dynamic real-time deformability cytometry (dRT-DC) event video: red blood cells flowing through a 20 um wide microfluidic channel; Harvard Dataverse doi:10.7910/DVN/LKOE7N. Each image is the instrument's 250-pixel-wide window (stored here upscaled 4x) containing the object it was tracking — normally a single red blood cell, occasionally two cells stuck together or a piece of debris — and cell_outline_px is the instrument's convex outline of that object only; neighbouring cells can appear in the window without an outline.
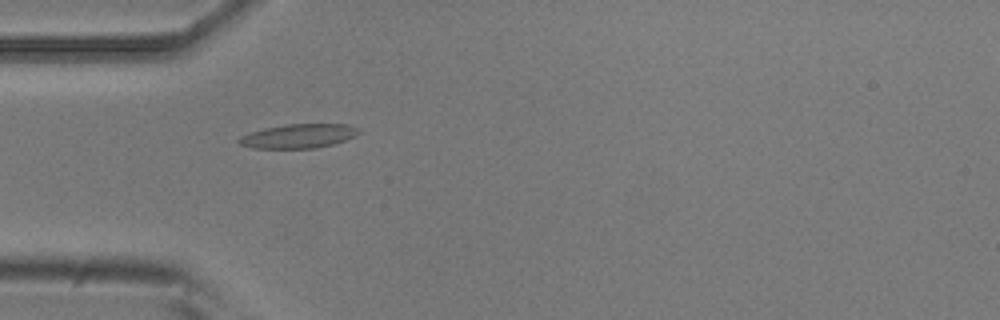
{"species": "common noctule bat (a hibernating species)", "species_latin": "Nyctalus noctula", "temperature_condition": "room temperature", "stored_images_in_passage": 9, "camera_frame_rate_fps": 3000, "um_per_image_px": 0.085, "animal": {"sex": "male", "body_mass_g": 20.5, "forearm_length_mm": 52.5}, "frame": {"image": 1, "passage_image": 4, "time_ms": 1.0, "image_size_px": [1000, 320], "cell_outline_px": [[360, 132], [356, 136], [332, 144], [316, 148], [252, 148], [240, 144], [236, 140], [240, 136], [264, 128], [288, 124], [348, 124], [360, 128]], "centroid_in_image_um": [25.39, 11.56], "position_along_channel_um": 59.6, "area_um2": 16.82}}
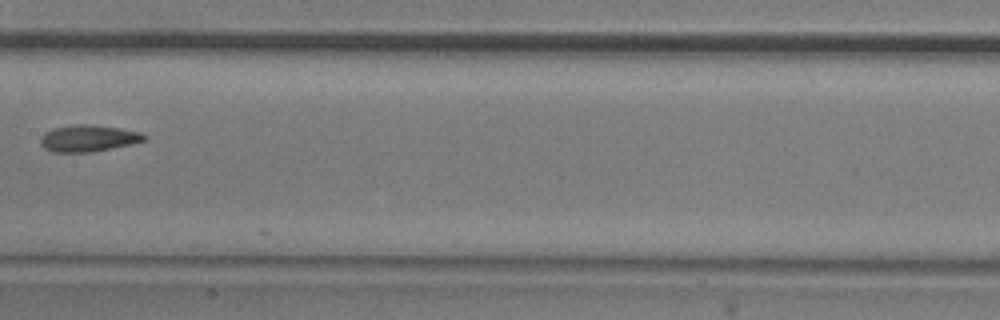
{"frame": {"image": 2, "passage_image": 7, "time_ms": 2.0, "image_size_px": [1000, 320], "cell_outline_px": [[148, 140], [132, 144], [92, 152], [52, 152], [44, 148], [40, 144], [40, 136], [44, 132], [52, 128], [76, 124], [88, 124], [120, 128], [140, 132], [148, 136]], "centroid_in_image_um": [7.51, 11.75], "position_along_channel_um": 199.9, "area_um2": 16.36}}
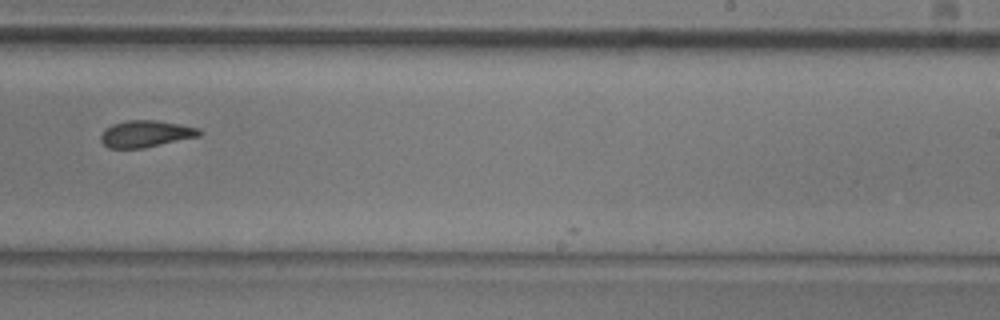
{"frame": {"image": 3, "passage_image": 9, "time_ms": 2.667, "image_size_px": [1000, 320], "cell_outline_px": [[204, 132], [200, 136], [144, 148], [108, 148], [100, 140], [100, 136], [104, 128], [112, 124], [124, 120], [160, 120], [200, 128]], "centroid_in_image_um": [12.4, 11.36], "position_along_channel_um": 276.6, "area_um2": 15.66}}